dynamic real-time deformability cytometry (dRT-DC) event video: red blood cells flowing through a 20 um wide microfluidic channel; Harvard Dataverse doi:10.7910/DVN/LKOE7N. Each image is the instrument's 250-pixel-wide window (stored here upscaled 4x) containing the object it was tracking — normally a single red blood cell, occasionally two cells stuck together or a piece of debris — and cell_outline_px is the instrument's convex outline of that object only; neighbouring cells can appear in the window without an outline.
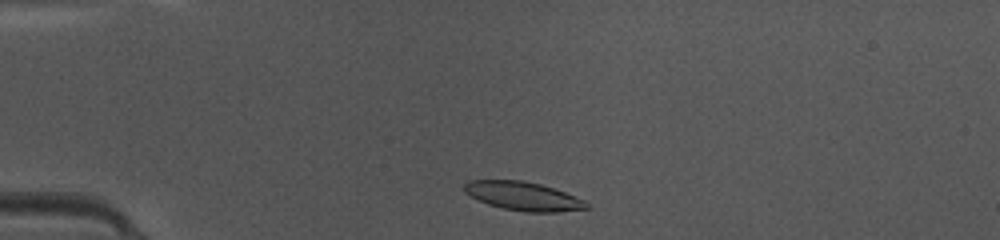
{"species": "common noctule bat (a hibernating species)", "species_latin": "Nyctalus noctula", "temperature_condition": "warm", "stored_images_in_passage": 36, "camera_frame_rate_fps": 3000, "um_per_image_px": 0.085, "animal": {"sex": "female", "body_mass_g": 10.0, "forearm_length_mm": 53.1}, "frame": {"image": 1, "passage_image": 2, "time_ms": 0.333, "image_size_px": [1000, 240], "cell_outline_px": [[592, 208], [556, 212], [524, 212], [500, 208], [488, 204], [464, 192], [464, 184], [468, 180], [520, 180], [540, 184], [588, 200]], "centroid_in_image_um": [44.53, 16.68], "position_along_channel_um": 40.5, "area_um2": 20.58}}
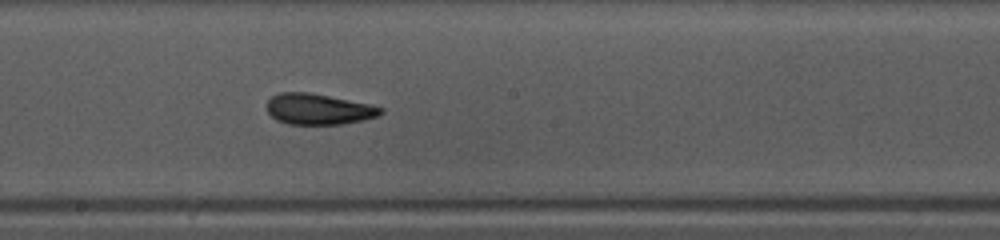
{"frame": {"image": 2, "passage_image": 17, "time_ms": 5.333, "image_size_px": [1000, 240], "cell_outline_px": [[384, 112], [376, 116], [364, 120], [340, 124], [288, 124], [276, 120], [268, 112], [268, 100], [272, 96], [280, 92], [308, 92], [368, 104], [384, 108]], "centroid_in_image_um": [27.06, 9.28], "position_along_channel_um": 221.1, "area_um2": 20.23}}
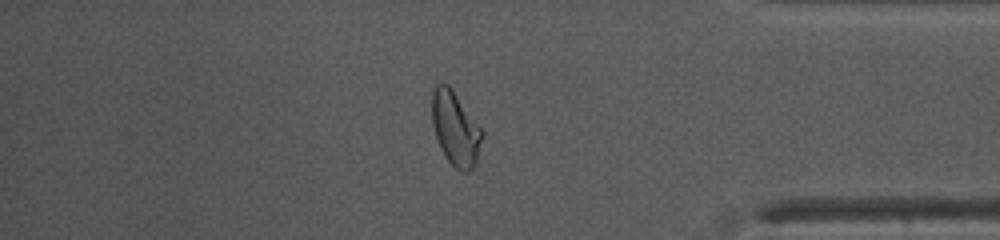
{"frame": {"image": 3, "passage_image": 31, "time_ms": 10.0, "image_size_px": [1000, 240], "cell_outline_px": [[484, 136], [476, 164], [468, 172], [460, 172], [444, 156], [440, 148], [432, 124], [432, 92], [436, 84], [448, 84], [452, 88], [484, 132]], "centroid_in_image_um": [38.73, 10.95], "position_along_channel_um": 396.5, "area_um2": 21.79}, "authors_computed_cell_mechanics": {"area_um2": 20.4612, "velocity_mm_per_s": 4.2145, "shape_relaxation_time_tau1_ms": 3.255, "shape_relaxation_time_tau2_ms": 2.1538, "deformation_change_tau1": 0.1526, "deformation_change_tau2": 0.0781}}